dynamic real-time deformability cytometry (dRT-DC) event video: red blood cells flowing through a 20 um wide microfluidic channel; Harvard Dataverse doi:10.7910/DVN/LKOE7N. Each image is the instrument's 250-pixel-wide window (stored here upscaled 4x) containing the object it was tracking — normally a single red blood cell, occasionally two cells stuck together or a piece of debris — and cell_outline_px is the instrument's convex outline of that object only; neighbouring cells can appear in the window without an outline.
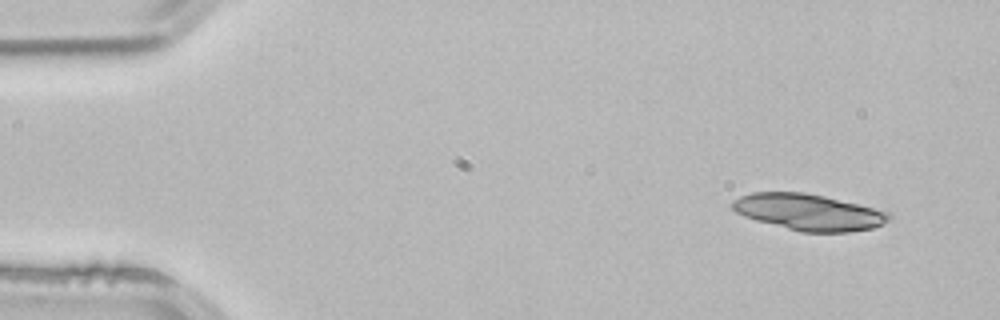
{"species": "common noctule bat (a hibernating species)", "species_latin": "Nyctalus noctula", "temperature_condition": "room temperature", "stored_images_in_passage": 5, "segment_of_instrument_passage": [2, 2], "camera_frame_rate_fps": 3000, "um_per_image_px": 0.085, "animal": {"sex": "male", "body_mass_g": 21.5, "forearm_length_mm": 52.0}, "frame": {"image": 1, "passage_image": 5, "time_ms": 1.333, "image_size_px": [1000, 320], "cell_outline_px": [[892, 220], [884, 224], [872, 228], [848, 232], [800, 232], [756, 220], [744, 216], [736, 212], [732, 208], [732, 200], [740, 196], [752, 192], [804, 192], [824, 196], [888, 212], [892, 216]], "centroid_in_image_um": [68.73, 18.03], "position_along_channel_um": 16.3, "area_um2": 33.0}}